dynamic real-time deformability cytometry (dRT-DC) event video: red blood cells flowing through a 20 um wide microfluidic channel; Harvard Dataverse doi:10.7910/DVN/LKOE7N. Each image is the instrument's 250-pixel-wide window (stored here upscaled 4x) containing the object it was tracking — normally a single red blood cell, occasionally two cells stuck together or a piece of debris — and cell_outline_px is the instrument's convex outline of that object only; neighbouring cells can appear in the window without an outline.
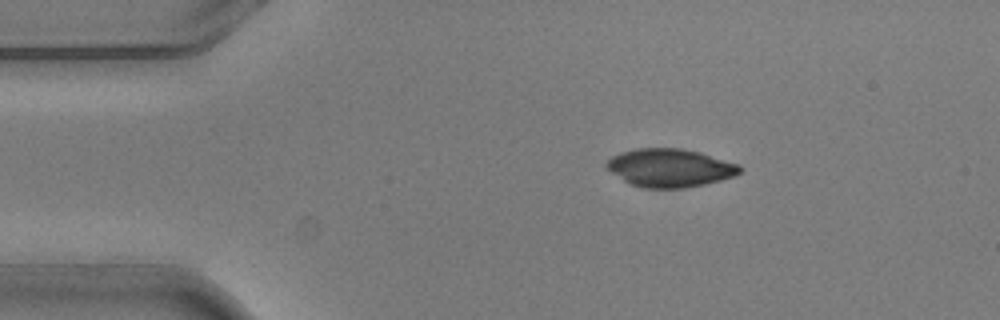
{"species": "common noctule bat (a hibernating species)", "species_latin": "Nyctalus noctula", "temperature_condition": "warm", "stored_images_in_passage": 4, "camera_frame_rate_fps": 3000, "um_per_image_px": 0.085, "animal": {"sex": "male", "body_mass_g": 20.5, "forearm_length_mm": 52.5}, "frame": {"image": 1, "passage_image": 1, "time_ms": 0.0, "image_size_px": [1000, 320], "cell_outline_px": [[744, 168], [736, 176], [704, 184], [684, 188], [644, 188], [632, 184], [624, 180], [612, 172], [604, 164], [612, 156], [620, 152], [636, 148], [684, 148], [700, 152], [740, 164]], "centroid_in_image_um": [56.98, 14.25], "position_along_channel_um": 28.0, "area_um2": 29.77}}